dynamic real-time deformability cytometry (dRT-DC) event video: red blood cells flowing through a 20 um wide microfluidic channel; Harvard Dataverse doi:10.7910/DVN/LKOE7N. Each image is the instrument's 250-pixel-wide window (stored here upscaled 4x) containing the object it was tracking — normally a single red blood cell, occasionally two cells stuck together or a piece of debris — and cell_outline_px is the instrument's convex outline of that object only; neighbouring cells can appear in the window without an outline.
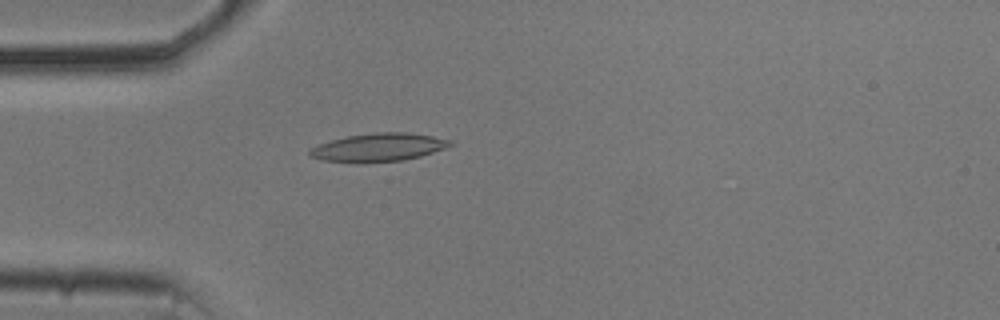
{"species": "common noctule bat (a hibernating species)", "species_latin": "Nyctalus noctula", "temperature_condition": "cold", "stored_images_in_passage": 34, "camera_frame_rate_fps": 3000, "um_per_image_px": 0.085, "animal": {"sex": "male", "body_mass_g": 20.5, "forearm_length_mm": 52.5}, "frame": {"image": 1, "passage_image": 10, "time_ms": 3.0, "image_size_px": [1000, 320], "cell_outline_px": [[456, 144], [420, 156], [404, 160], [364, 164], [360, 164], [320, 160], [308, 156], [308, 148], [332, 140], [348, 136], [376, 132], [404, 132], [432, 136], [452, 140]], "centroid_in_image_um": [32.13, 12.55], "position_along_channel_um": 52.9, "area_um2": 23.47}}
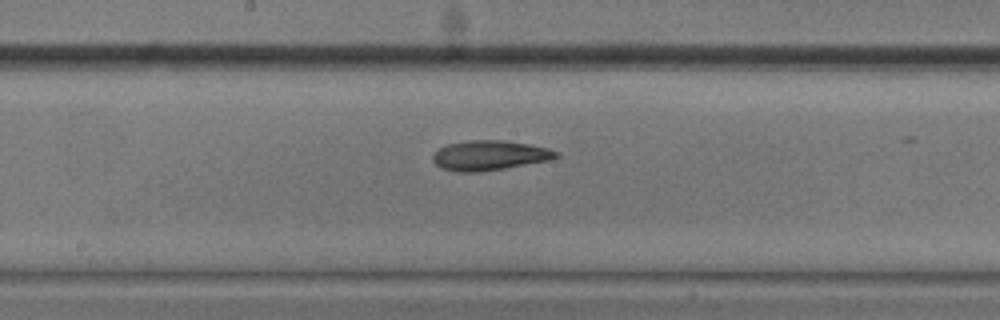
{"frame": {"image": 2, "passage_image": 23, "time_ms": 7.333, "image_size_px": [1000, 320], "cell_outline_px": [[560, 156], [548, 160], [504, 168], [480, 172], [456, 172], [440, 168], [432, 160], [432, 156], [440, 148], [448, 144], [468, 140], [504, 140], [528, 144], [548, 148], [560, 152]], "centroid_in_image_um": [41.6, 13.21], "position_along_channel_um": 206.6, "area_um2": 21.39}}
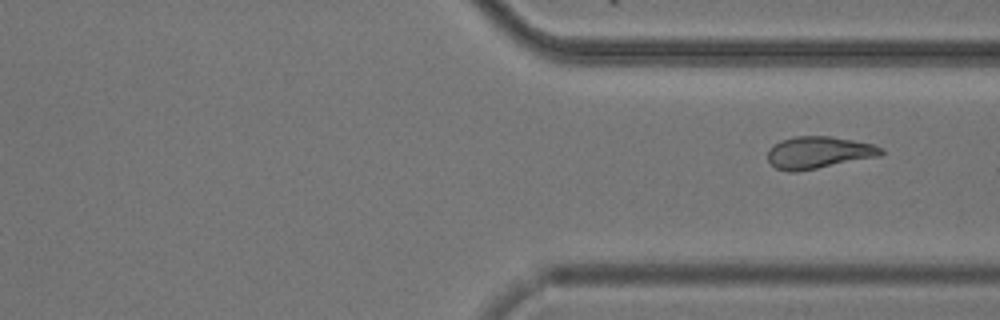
{"frame": {"image": 3, "passage_image": 34, "time_ms": 11.0, "image_size_px": [1000, 320], "cell_outline_px": [[884, 152], [880, 156], [796, 172], [788, 172], [776, 168], [768, 160], [768, 148], [780, 140], [796, 136], [828, 136], [852, 140], [872, 144], [884, 148]], "centroid_in_image_um": [69.57, 12.96], "position_along_channel_um": 341.8, "area_um2": 21.15}}